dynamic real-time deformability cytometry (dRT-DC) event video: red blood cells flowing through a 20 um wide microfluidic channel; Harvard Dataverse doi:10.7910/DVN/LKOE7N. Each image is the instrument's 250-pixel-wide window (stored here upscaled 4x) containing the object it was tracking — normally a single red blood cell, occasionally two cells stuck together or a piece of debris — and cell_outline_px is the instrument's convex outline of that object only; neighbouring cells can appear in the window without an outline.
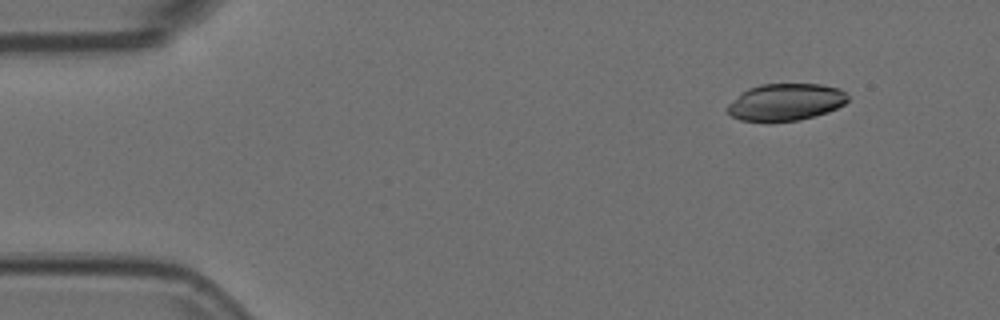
{"species": "Egyptian fruit bat (a non-hibernating species)", "species_latin": "Rousettus aegyptiacus", "temperature_condition": "room temperature", "stored_images_in_passage": 6, "segment_of_instrument_passage": [1, 2], "camera_frame_rate_fps": 3000, "um_per_image_px": 0.085, "animal": {"sex": "female"}, "frame": {"image": 1, "passage_image": 2, "time_ms": 0.333, "image_size_px": [1000, 320], "cell_outline_px": [[848, 100], [844, 104], [828, 112], [800, 120], [740, 120], [732, 116], [724, 108], [728, 104], [748, 88], [760, 84], [820, 84], [840, 88], [848, 96]], "centroid_in_image_um": [66.79, 8.66], "position_along_channel_um": 18.2, "area_um2": 25.66}}